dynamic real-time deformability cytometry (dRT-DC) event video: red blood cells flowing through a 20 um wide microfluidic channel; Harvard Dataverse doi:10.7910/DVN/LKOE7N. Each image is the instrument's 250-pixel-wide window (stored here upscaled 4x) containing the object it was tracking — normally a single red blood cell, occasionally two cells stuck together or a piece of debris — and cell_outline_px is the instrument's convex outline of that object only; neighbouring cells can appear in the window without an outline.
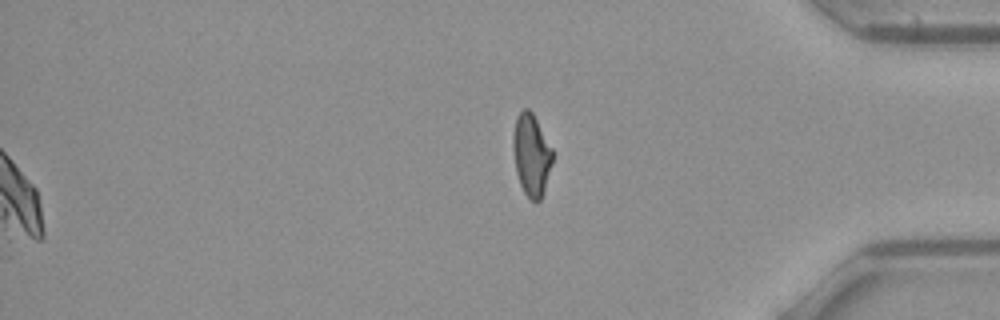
{"species": "common noctule bat (a hibernating species)", "species_latin": "Nyctalus noctula", "temperature_condition": "warm", "stored_images_in_passage": 43, "camera_frame_rate_fps": 3000, "um_per_image_px": 0.085, "animal": {"sex": "female", "body_mass_g": 21.9}, "frame": {"image": 1, "passage_image": 43, "time_ms": 14.0, "image_size_px": [1000, 320], "cell_outline_px": [[552, 164], [544, 192], [540, 200], [536, 204], [524, 192], [520, 184], [516, 172], [512, 148], [512, 136], [516, 116], [524, 108], [528, 108], [532, 112], [552, 148]], "centroid_in_image_um": [45.15, 13.17], "position_along_channel_um": 390.0, "area_um2": 18.96}}